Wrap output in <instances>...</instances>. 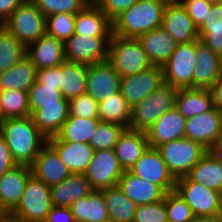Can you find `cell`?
<instances>
[{"label": "cell", "instance_id": "obj_1", "mask_svg": "<svg viewBox=\"0 0 222 222\" xmlns=\"http://www.w3.org/2000/svg\"><path fill=\"white\" fill-rule=\"evenodd\" d=\"M0 136L18 165L30 166L47 143V138L35 126L31 116L4 119Z\"/></svg>", "mask_w": 222, "mask_h": 222}, {"label": "cell", "instance_id": "obj_2", "mask_svg": "<svg viewBox=\"0 0 222 222\" xmlns=\"http://www.w3.org/2000/svg\"><path fill=\"white\" fill-rule=\"evenodd\" d=\"M168 0H138L113 21V34L137 38L161 27L163 11Z\"/></svg>", "mask_w": 222, "mask_h": 222}, {"label": "cell", "instance_id": "obj_3", "mask_svg": "<svg viewBox=\"0 0 222 222\" xmlns=\"http://www.w3.org/2000/svg\"><path fill=\"white\" fill-rule=\"evenodd\" d=\"M107 61L121 78L131 76L153 66L137 38H124L112 34Z\"/></svg>", "mask_w": 222, "mask_h": 222}, {"label": "cell", "instance_id": "obj_4", "mask_svg": "<svg viewBox=\"0 0 222 222\" xmlns=\"http://www.w3.org/2000/svg\"><path fill=\"white\" fill-rule=\"evenodd\" d=\"M178 88L163 83L158 89L143 101L132 107L129 128L137 131H147L165 112L175 107Z\"/></svg>", "mask_w": 222, "mask_h": 222}, {"label": "cell", "instance_id": "obj_5", "mask_svg": "<svg viewBox=\"0 0 222 222\" xmlns=\"http://www.w3.org/2000/svg\"><path fill=\"white\" fill-rule=\"evenodd\" d=\"M2 26L27 47L46 34V16L33 0H24Z\"/></svg>", "mask_w": 222, "mask_h": 222}, {"label": "cell", "instance_id": "obj_6", "mask_svg": "<svg viewBox=\"0 0 222 222\" xmlns=\"http://www.w3.org/2000/svg\"><path fill=\"white\" fill-rule=\"evenodd\" d=\"M156 149L175 179L187 176L208 151L201 144L185 137L164 143Z\"/></svg>", "mask_w": 222, "mask_h": 222}, {"label": "cell", "instance_id": "obj_7", "mask_svg": "<svg viewBox=\"0 0 222 222\" xmlns=\"http://www.w3.org/2000/svg\"><path fill=\"white\" fill-rule=\"evenodd\" d=\"M51 208L50 186L31 176L20 203L9 216L20 222H45Z\"/></svg>", "mask_w": 222, "mask_h": 222}, {"label": "cell", "instance_id": "obj_8", "mask_svg": "<svg viewBox=\"0 0 222 222\" xmlns=\"http://www.w3.org/2000/svg\"><path fill=\"white\" fill-rule=\"evenodd\" d=\"M194 216H216L222 214V192L192 181L188 176L176 179L175 189Z\"/></svg>", "mask_w": 222, "mask_h": 222}, {"label": "cell", "instance_id": "obj_9", "mask_svg": "<svg viewBox=\"0 0 222 222\" xmlns=\"http://www.w3.org/2000/svg\"><path fill=\"white\" fill-rule=\"evenodd\" d=\"M196 68V41L178 44L169 60L162 66L164 83L178 89L193 88Z\"/></svg>", "mask_w": 222, "mask_h": 222}, {"label": "cell", "instance_id": "obj_10", "mask_svg": "<svg viewBox=\"0 0 222 222\" xmlns=\"http://www.w3.org/2000/svg\"><path fill=\"white\" fill-rule=\"evenodd\" d=\"M111 37H90L73 34L64 44L65 59L84 65H92L108 59Z\"/></svg>", "mask_w": 222, "mask_h": 222}, {"label": "cell", "instance_id": "obj_11", "mask_svg": "<svg viewBox=\"0 0 222 222\" xmlns=\"http://www.w3.org/2000/svg\"><path fill=\"white\" fill-rule=\"evenodd\" d=\"M124 170L114 149L96 150L84 175L93 190H103L118 185Z\"/></svg>", "mask_w": 222, "mask_h": 222}, {"label": "cell", "instance_id": "obj_12", "mask_svg": "<svg viewBox=\"0 0 222 222\" xmlns=\"http://www.w3.org/2000/svg\"><path fill=\"white\" fill-rule=\"evenodd\" d=\"M164 83L163 69L151 66L143 72L120 78V93L132 108Z\"/></svg>", "mask_w": 222, "mask_h": 222}, {"label": "cell", "instance_id": "obj_13", "mask_svg": "<svg viewBox=\"0 0 222 222\" xmlns=\"http://www.w3.org/2000/svg\"><path fill=\"white\" fill-rule=\"evenodd\" d=\"M222 131V111L213 107L197 116L187 118L185 138L201 144L210 151Z\"/></svg>", "mask_w": 222, "mask_h": 222}, {"label": "cell", "instance_id": "obj_14", "mask_svg": "<svg viewBox=\"0 0 222 222\" xmlns=\"http://www.w3.org/2000/svg\"><path fill=\"white\" fill-rule=\"evenodd\" d=\"M128 171L159 185L166 193L175 189L176 179L168 170L156 148L149 147Z\"/></svg>", "mask_w": 222, "mask_h": 222}, {"label": "cell", "instance_id": "obj_15", "mask_svg": "<svg viewBox=\"0 0 222 222\" xmlns=\"http://www.w3.org/2000/svg\"><path fill=\"white\" fill-rule=\"evenodd\" d=\"M161 28L167 31L178 44L199 40L198 28L178 0L167 2L163 11Z\"/></svg>", "mask_w": 222, "mask_h": 222}, {"label": "cell", "instance_id": "obj_16", "mask_svg": "<svg viewBox=\"0 0 222 222\" xmlns=\"http://www.w3.org/2000/svg\"><path fill=\"white\" fill-rule=\"evenodd\" d=\"M120 76L106 60L88 66L86 93L97 102L120 90Z\"/></svg>", "mask_w": 222, "mask_h": 222}, {"label": "cell", "instance_id": "obj_17", "mask_svg": "<svg viewBox=\"0 0 222 222\" xmlns=\"http://www.w3.org/2000/svg\"><path fill=\"white\" fill-rule=\"evenodd\" d=\"M31 176L30 166L16 165L0 177V206L8 215L20 203Z\"/></svg>", "mask_w": 222, "mask_h": 222}, {"label": "cell", "instance_id": "obj_18", "mask_svg": "<svg viewBox=\"0 0 222 222\" xmlns=\"http://www.w3.org/2000/svg\"><path fill=\"white\" fill-rule=\"evenodd\" d=\"M30 169L33 177L48 186L60 183L71 174L57 152L48 143L40 149Z\"/></svg>", "mask_w": 222, "mask_h": 222}, {"label": "cell", "instance_id": "obj_19", "mask_svg": "<svg viewBox=\"0 0 222 222\" xmlns=\"http://www.w3.org/2000/svg\"><path fill=\"white\" fill-rule=\"evenodd\" d=\"M186 118L174 107L163 113L146 131L151 148L185 137Z\"/></svg>", "mask_w": 222, "mask_h": 222}, {"label": "cell", "instance_id": "obj_20", "mask_svg": "<svg viewBox=\"0 0 222 222\" xmlns=\"http://www.w3.org/2000/svg\"><path fill=\"white\" fill-rule=\"evenodd\" d=\"M47 143L71 173L84 174L95 152L88 143L61 141L56 136L48 138Z\"/></svg>", "mask_w": 222, "mask_h": 222}, {"label": "cell", "instance_id": "obj_21", "mask_svg": "<svg viewBox=\"0 0 222 222\" xmlns=\"http://www.w3.org/2000/svg\"><path fill=\"white\" fill-rule=\"evenodd\" d=\"M75 34L90 37H112L113 23L93 1H90L76 13Z\"/></svg>", "mask_w": 222, "mask_h": 222}, {"label": "cell", "instance_id": "obj_22", "mask_svg": "<svg viewBox=\"0 0 222 222\" xmlns=\"http://www.w3.org/2000/svg\"><path fill=\"white\" fill-rule=\"evenodd\" d=\"M118 186L137 206L160 202L166 194L159 185L142 179L128 170L122 173Z\"/></svg>", "mask_w": 222, "mask_h": 222}, {"label": "cell", "instance_id": "obj_23", "mask_svg": "<svg viewBox=\"0 0 222 222\" xmlns=\"http://www.w3.org/2000/svg\"><path fill=\"white\" fill-rule=\"evenodd\" d=\"M26 56L38 70L56 67L66 61L63 42L47 34L26 47Z\"/></svg>", "mask_w": 222, "mask_h": 222}, {"label": "cell", "instance_id": "obj_24", "mask_svg": "<svg viewBox=\"0 0 222 222\" xmlns=\"http://www.w3.org/2000/svg\"><path fill=\"white\" fill-rule=\"evenodd\" d=\"M153 66L162 67L178 46L176 40L159 27L137 37Z\"/></svg>", "mask_w": 222, "mask_h": 222}, {"label": "cell", "instance_id": "obj_25", "mask_svg": "<svg viewBox=\"0 0 222 222\" xmlns=\"http://www.w3.org/2000/svg\"><path fill=\"white\" fill-rule=\"evenodd\" d=\"M219 55L200 40H196V68L193 72V88H210L220 77Z\"/></svg>", "mask_w": 222, "mask_h": 222}, {"label": "cell", "instance_id": "obj_26", "mask_svg": "<svg viewBox=\"0 0 222 222\" xmlns=\"http://www.w3.org/2000/svg\"><path fill=\"white\" fill-rule=\"evenodd\" d=\"M92 191L84 174L71 173L60 183L50 186L51 203L55 207H70Z\"/></svg>", "mask_w": 222, "mask_h": 222}, {"label": "cell", "instance_id": "obj_27", "mask_svg": "<svg viewBox=\"0 0 222 222\" xmlns=\"http://www.w3.org/2000/svg\"><path fill=\"white\" fill-rule=\"evenodd\" d=\"M69 116V101L64 97L58 103L41 104L31 117L35 126L48 139L56 136Z\"/></svg>", "mask_w": 222, "mask_h": 222}, {"label": "cell", "instance_id": "obj_28", "mask_svg": "<svg viewBox=\"0 0 222 222\" xmlns=\"http://www.w3.org/2000/svg\"><path fill=\"white\" fill-rule=\"evenodd\" d=\"M145 131L127 128L120 135L114 147L115 155L122 169L129 170L149 148Z\"/></svg>", "mask_w": 222, "mask_h": 222}, {"label": "cell", "instance_id": "obj_29", "mask_svg": "<svg viewBox=\"0 0 222 222\" xmlns=\"http://www.w3.org/2000/svg\"><path fill=\"white\" fill-rule=\"evenodd\" d=\"M208 88H181L175 98V108L187 119L213 108Z\"/></svg>", "mask_w": 222, "mask_h": 222}, {"label": "cell", "instance_id": "obj_30", "mask_svg": "<svg viewBox=\"0 0 222 222\" xmlns=\"http://www.w3.org/2000/svg\"><path fill=\"white\" fill-rule=\"evenodd\" d=\"M38 69L25 55L18 63L7 71L0 73V91H29L37 80Z\"/></svg>", "mask_w": 222, "mask_h": 222}, {"label": "cell", "instance_id": "obj_31", "mask_svg": "<svg viewBox=\"0 0 222 222\" xmlns=\"http://www.w3.org/2000/svg\"><path fill=\"white\" fill-rule=\"evenodd\" d=\"M88 66L65 61L59 65V89L65 99L86 93Z\"/></svg>", "mask_w": 222, "mask_h": 222}, {"label": "cell", "instance_id": "obj_32", "mask_svg": "<svg viewBox=\"0 0 222 222\" xmlns=\"http://www.w3.org/2000/svg\"><path fill=\"white\" fill-rule=\"evenodd\" d=\"M70 208L75 222H110L101 191L93 190L87 197L75 201Z\"/></svg>", "mask_w": 222, "mask_h": 222}, {"label": "cell", "instance_id": "obj_33", "mask_svg": "<svg viewBox=\"0 0 222 222\" xmlns=\"http://www.w3.org/2000/svg\"><path fill=\"white\" fill-rule=\"evenodd\" d=\"M187 176L196 183L222 192V164L211 151H207Z\"/></svg>", "mask_w": 222, "mask_h": 222}, {"label": "cell", "instance_id": "obj_34", "mask_svg": "<svg viewBox=\"0 0 222 222\" xmlns=\"http://www.w3.org/2000/svg\"><path fill=\"white\" fill-rule=\"evenodd\" d=\"M100 191L106 202L110 222H133L137 205L118 185Z\"/></svg>", "mask_w": 222, "mask_h": 222}, {"label": "cell", "instance_id": "obj_35", "mask_svg": "<svg viewBox=\"0 0 222 222\" xmlns=\"http://www.w3.org/2000/svg\"><path fill=\"white\" fill-rule=\"evenodd\" d=\"M199 40L219 56L222 54V4H212L198 28Z\"/></svg>", "mask_w": 222, "mask_h": 222}, {"label": "cell", "instance_id": "obj_36", "mask_svg": "<svg viewBox=\"0 0 222 222\" xmlns=\"http://www.w3.org/2000/svg\"><path fill=\"white\" fill-rule=\"evenodd\" d=\"M99 119L101 122L115 123L129 128L132 108L121 95L120 91L98 102Z\"/></svg>", "mask_w": 222, "mask_h": 222}, {"label": "cell", "instance_id": "obj_37", "mask_svg": "<svg viewBox=\"0 0 222 222\" xmlns=\"http://www.w3.org/2000/svg\"><path fill=\"white\" fill-rule=\"evenodd\" d=\"M99 122V118H81L69 115L56 137L61 141L89 144Z\"/></svg>", "mask_w": 222, "mask_h": 222}, {"label": "cell", "instance_id": "obj_38", "mask_svg": "<svg viewBox=\"0 0 222 222\" xmlns=\"http://www.w3.org/2000/svg\"><path fill=\"white\" fill-rule=\"evenodd\" d=\"M0 113L4 119L31 116L27 91H0Z\"/></svg>", "mask_w": 222, "mask_h": 222}, {"label": "cell", "instance_id": "obj_39", "mask_svg": "<svg viewBox=\"0 0 222 222\" xmlns=\"http://www.w3.org/2000/svg\"><path fill=\"white\" fill-rule=\"evenodd\" d=\"M26 55V47L0 25V73L18 63Z\"/></svg>", "mask_w": 222, "mask_h": 222}, {"label": "cell", "instance_id": "obj_40", "mask_svg": "<svg viewBox=\"0 0 222 222\" xmlns=\"http://www.w3.org/2000/svg\"><path fill=\"white\" fill-rule=\"evenodd\" d=\"M126 128L119 124L99 122L97 128L92 134L89 144L94 151L114 149L120 135Z\"/></svg>", "mask_w": 222, "mask_h": 222}, {"label": "cell", "instance_id": "obj_41", "mask_svg": "<svg viewBox=\"0 0 222 222\" xmlns=\"http://www.w3.org/2000/svg\"><path fill=\"white\" fill-rule=\"evenodd\" d=\"M76 14L57 13L46 17V34L63 43L75 33Z\"/></svg>", "mask_w": 222, "mask_h": 222}, {"label": "cell", "instance_id": "obj_42", "mask_svg": "<svg viewBox=\"0 0 222 222\" xmlns=\"http://www.w3.org/2000/svg\"><path fill=\"white\" fill-rule=\"evenodd\" d=\"M164 203L168 222H191L195 217L191 208L175 190L165 194Z\"/></svg>", "mask_w": 222, "mask_h": 222}, {"label": "cell", "instance_id": "obj_43", "mask_svg": "<svg viewBox=\"0 0 222 222\" xmlns=\"http://www.w3.org/2000/svg\"><path fill=\"white\" fill-rule=\"evenodd\" d=\"M62 98V92L56 86H45L36 80L28 91L30 112L32 114L39 109L41 104L58 103Z\"/></svg>", "mask_w": 222, "mask_h": 222}, {"label": "cell", "instance_id": "obj_44", "mask_svg": "<svg viewBox=\"0 0 222 222\" xmlns=\"http://www.w3.org/2000/svg\"><path fill=\"white\" fill-rule=\"evenodd\" d=\"M47 17L57 13L76 14L92 0H33Z\"/></svg>", "mask_w": 222, "mask_h": 222}, {"label": "cell", "instance_id": "obj_45", "mask_svg": "<svg viewBox=\"0 0 222 222\" xmlns=\"http://www.w3.org/2000/svg\"><path fill=\"white\" fill-rule=\"evenodd\" d=\"M69 101V115L81 118H99L98 102L87 93L71 98Z\"/></svg>", "mask_w": 222, "mask_h": 222}, {"label": "cell", "instance_id": "obj_46", "mask_svg": "<svg viewBox=\"0 0 222 222\" xmlns=\"http://www.w3.org/2000/svg\"><path fill=\"white\" fill-rule=\"evenodd\" d=\"M133 222H168L164 199L152 204L138 205Z\"/></svg>", "mask_w": 222, "mask_h": 222}, {"label": "cell", "instance_id": "obj_47", "mask_svg": "<svg viewBox=\"0 0 222 222\" xmlns=\"http://www.w3.org/2000/svg\"><path fill=\"white\" fill-rule=\"evenodd\" d=\"M192 18L194 25L199 28L203 24L211 4L207 0H178Z\"/></svg>", "mask_w": 222, "mask_h": 222}, {"label": "cell", "instance_id": "obj_48", "mask_svg": "<svg viewBox=\"0 0 222 222\" xmlns=\"http://www.w3.org/2000/svg\"><path fill=\"white\" fill-rule=\"evenodd\" d=\"M112 21L138 0H92Z\"/></svg>", "mask_w": 222, "mask_h": 222}, {"label": "cell", "instance_id": "obj_49", "mask_svg": "<svg viewBox=\"0 0 222 222\" xmlns=\"http://www.w3.org/2000/svg\"><path fill=\"white\" fill-rule=\"evenodd\" d=\"M37 81L45 86H56L59 89V66L38 70Z\"/></svg>", "mask_w": 222, "mask_h": 222}, {"label": "cell", "instance_id": "obj_50", "mask_svg": "<svg viewBox=\"0 0 222 222\" xmlns=\"http://www.w3.org/2000/svg\"><path fill=\"white\" fill-rule=\"evenodd\" d=\"M18 165L12 157L6 142L0 136V177L8 170Z\"/></svg>", "mask_w": 222, "mask_h": 222}, {"label": "cell", "instance_id": "obj_51", "mask_svg": "<svg viewBox=\"0 0 222 222\" xmlns=\"http://www.w3.org/2000/svg\"><path fill=\"white\" fill-rule=\"evenodd\" d=\"M45 222H75L70 207L52 206Z\"/></svg>", "mask_w": 222, "mask_h": 222}, {"label": "cell", "instance_id": "obj_52", "mask_svg": "<svg viewBox=\"0 0 222 222\" xmlns=\"http://www.w3.org/2000/svg\"><path fill=\"white\" fill-rule=\"evenodd\" d=\"M24 0H0V25H2Z\"/></svg>", "mask_w": 222, "mask_h": 222}, {"label": "cell", "instance_id": "obj_53", "mask_svg": "<svg viewBox=\"0 0 222 222\" xmlns=\"http://www.w3.org/2000/svg\"><path fill=\"white\" fill-rule=\"evenodd\" d=\"M212 95L213 106L222 110V76L209 88Z\"/></svg>", "mask_w": 222, "mask_h": 222}, {"label": "cell", "instance_id": "obj_54", "mask_svg": "<svg viewBox=\"0 0 222 222\" xmlns=\"http://www.w3.org/2000/svg\"><path fill=\"white\" fill-rule=\"evenodd\" d=\"M191 222H222V214L216 216H195Z\"/></svg>", "mask_w": 222, "mask_h": 222}, {"label": "cell", "instance_id": "obj_55", "mask_svg": "<svg viewBox=\"0 0 222 222\" xmlns=\"http://www.w3.org/2000/svg\"><path fill=\"white\" fill-rule=\"evenodd\" d=\"M211 152H222V131L217 138L216 143L214 144L213 148L210 150Z\"/></svg>", "mask_w": 222, "mask_h": 222}, {"label": "cell", "instance_id": "obj_56", "mask_svg": "<svg viewBox=\"0 0 222 222\" xmlns=\"http://www.w3.org/2000/svg\"><path fill=\"white\" fill-rule=\"evenodd\" d=\"M2 222H20V221H17L8 215V216L2 218Z\"/></svg>", "mask_w": 222, "mask_h": 222}, {"label": "cell", "instance_id": "obj_57", "mask_svg": "<svg viewBox=\"0 0 222 222\" xmlns=\"http://www.w3.org/2000/svg\"><path fill=\"white\" fill-rule=\"evenodd\" d=\"M222 164V152H212Z\"/></svg>", "mask_w": 222, "mask_h": 222}, {"label": "cell", "instance_id": "obj_58", "mask_svg": "<svg viewBox=\"0 0 222 222\" xmlns=\"http://www.w3.org/2000/svg\"><path fill=\"white\" fill-rule=\"evenodd\" d=\"M211 5L212 4H222V0H207Z\"/></svg>", "mask_w": 222, "mask_h": 222}, {"label": "cell", "instance_id": "obj_59", "mask_svg": "<svg viewBox=\"0 0 222 222\" xmlns=\"http://www.w3.org/2000/svg\"><path fill=\"white\" fill-rule=\"evenodd\" d=\"M8 214L0 206V217H6Z\"/></svg>", "mask_w": 222, "mask_h": 222}, {"label": "cell", "instance_id": "obj_60", "mask_svg": "<svg viewBox=\"0 0 222 222\" xmlns=\"http://www.w3.org/2000/svg\"><path fill=\"white\" fill-rule=\"evenodd\" d=\"M220 58V69H221V72H222V54L219 56Z\"/></svg>", "mask_w": 222, "mask_h": 222}, {"label": "cell", "instance_id": "obj_61", "mask_svg": "<svg viewBox=\"0 0 222 222\" xmlns=\"http://www.w3.org/2000/svg\"><path fill=\"white\" fill-rule=\"evenodd\" d=\"M4 121V118H3V116L1 115V113H0V125H1V123Z\"/></svg>", "mask_w": 222, "mask_h": 222}]
</instances>
